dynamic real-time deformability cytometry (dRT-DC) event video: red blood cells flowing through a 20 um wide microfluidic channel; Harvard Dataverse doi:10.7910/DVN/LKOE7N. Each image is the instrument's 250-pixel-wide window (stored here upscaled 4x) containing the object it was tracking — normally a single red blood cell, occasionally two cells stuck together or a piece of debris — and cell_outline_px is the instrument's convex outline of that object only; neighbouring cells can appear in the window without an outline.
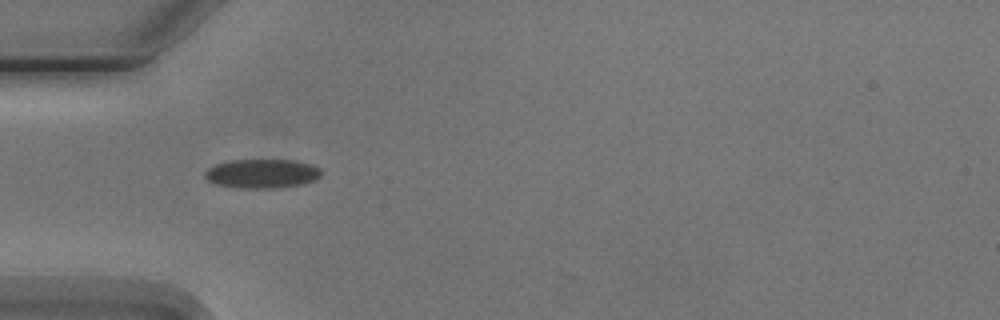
{"species": "Egyptian fruit bat (a non-hibernating species)", "species_latin": "Rousettus aegyptiacus", "temperature_condition": "cold", "stored_images_in_passage": 2, "camera_frame_rate_fps": 3000, "um_per_image_px": 0.085, "animal": {"sex": "male"}, "frame": {"image": 1, "passage_image": 1, "time_ms": 0.0, "image_size_px": [1000, 320], "cell_outline_px": [[320, 176], [312, 180], [300, 184], [276, 188], [244, 188], [216, 184], [208, 180], [204, 176], [204, 172], [208, 168], [216, 164], [228, 160], [296, 160], [312, 164], [320, 168]], "centroid_in_image_um": [22.25, 14.74], "position_along_channel_um": 62.8, "area_um2": 19.59}}
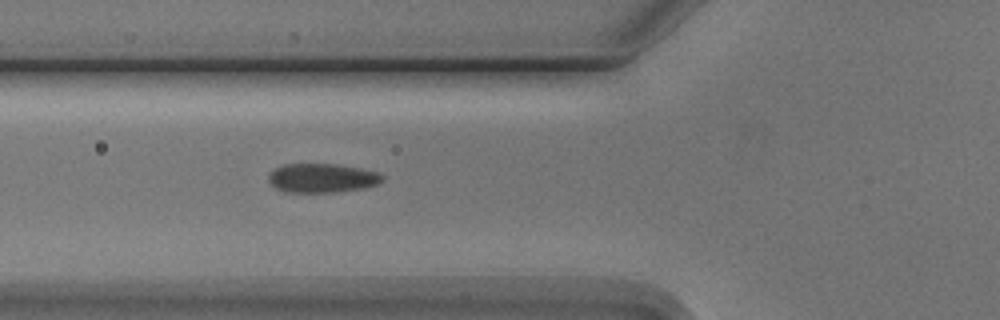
{"frame": {"image": 2, "passage_image": 2, "time_ms": 1.0, "image_size_px": [1000, 320], "cell_outline_px": [[384, 180], [376, 184], [364, 188], [336, 192], [284, 192], [276, 188], [268, 180], [268, 176], [276, 168], [284, 164], [336, 164], [360, 168], [376, 172], [384, 176]], "centroid_in_image_um": [27.38, 15.14], "position_along_channel_um": 98.4, "area_um2": 19.19}}